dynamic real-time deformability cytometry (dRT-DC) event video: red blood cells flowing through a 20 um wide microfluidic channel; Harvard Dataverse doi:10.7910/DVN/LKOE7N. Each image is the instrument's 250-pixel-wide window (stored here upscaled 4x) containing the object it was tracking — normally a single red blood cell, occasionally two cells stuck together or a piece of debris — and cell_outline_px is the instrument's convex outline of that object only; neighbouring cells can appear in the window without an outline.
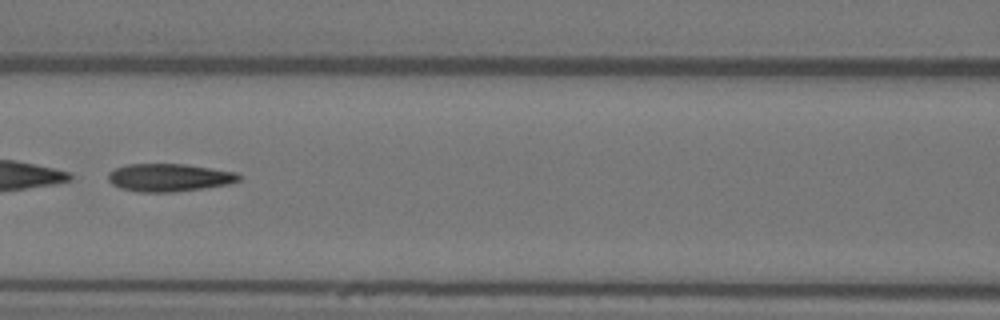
{"species": "Egyptian fruit bat (a non-hibernating species)", "species_latin": "Rousettus aegyptiacus", "temperature_condition": "warm", "stored_images_in_passage": 9, "camera_frame_rate_fps": 3000, "um_per_image_px": 0.085, "animal": {"sex": "female"}, "frame": {"image": 1, "passage_image": 6, "time_ms": 1.667, "image_size_px": [1000, 320], "cell_outline_px": [[240, 180], [228, 184], [172, 192], [140, 192], [120, 188], [112, 184], [108, 180], [108, 172], [116, 168], [128, 164], [184, 164], [236, 172], [240, 176]], "centroid_in_image_um": [14.34, 15.09], "position_along_channel_um": 152.3, "area_um2": 20.98}}
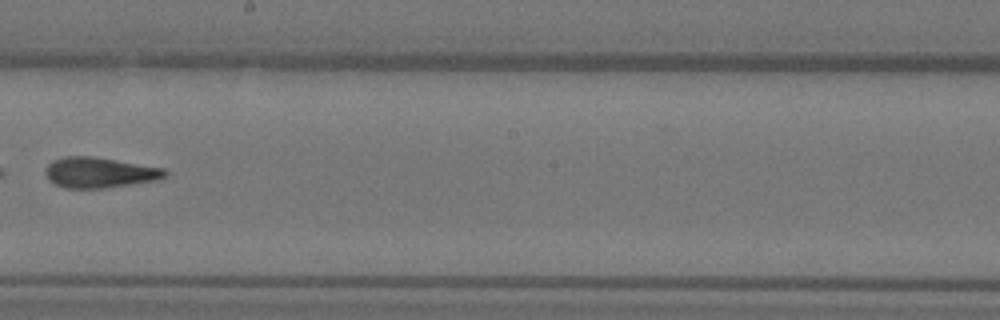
{"frame": {"image": 2, "passage_image": 8, "time_ms": 2.333, "image_size_px": [1000, 320], "cell_outline_px": [[168, 176], [160, 180], [104, 188], [64, 188], [48, 180], [44, 172], [44, 168], [52, 160], [64, 156], [92, 156], [164, 168], [168, 172]], "centroid_in_image_um": [8.46, 14.67], "position_along_channel_um": 239.7, "area_um2": 21.5}}
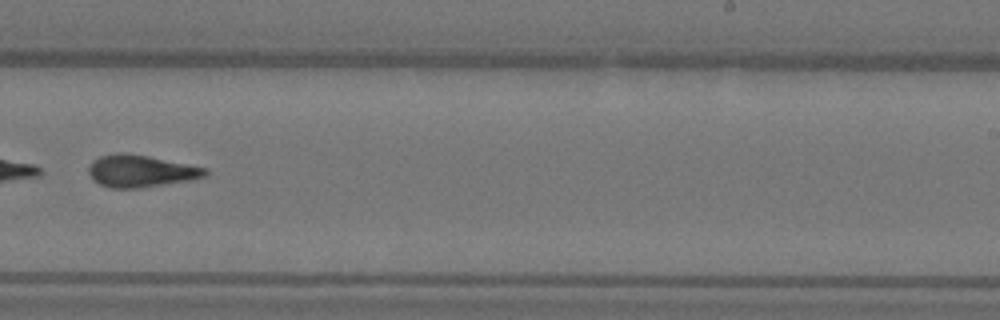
{"frame": {"image": 3, "passage_image": 9, "time_ms": 2.667, "image_size_px": [1000, 320], "cell_outline_px": [[208, 176], [188, 180], [140, 188], [112, 188], [100, 184], [92, 180], [88, 172], [88, 168], [92, 160], [100, 156], [116, 152], [120, 152], [148, 156], [208, 168]], "centroid_in_image_um": [11.94, 14.53], "position_along_channel_um": 277.1, "area_um2": 21.85}}